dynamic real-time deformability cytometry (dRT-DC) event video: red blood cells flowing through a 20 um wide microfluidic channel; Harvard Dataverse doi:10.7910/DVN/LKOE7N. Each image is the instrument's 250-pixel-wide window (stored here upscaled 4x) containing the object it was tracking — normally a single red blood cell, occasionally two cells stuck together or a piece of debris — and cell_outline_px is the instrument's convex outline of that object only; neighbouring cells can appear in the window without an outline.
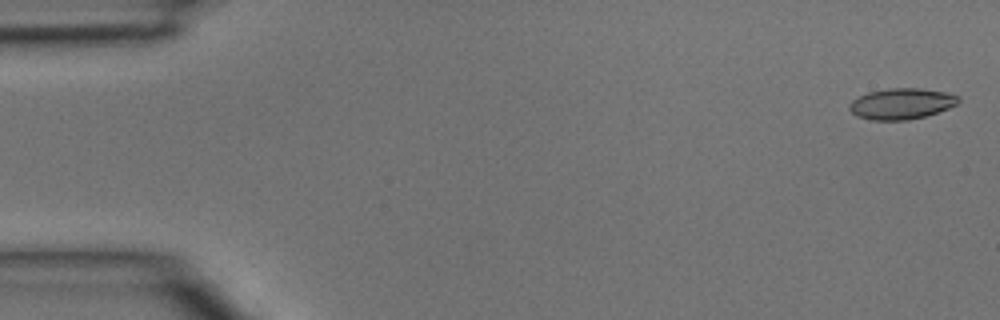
{"species": "common noctule bat (a hibernating species)", "species_latin": "Nyctalus noctula", "temperature_condition": "room temperature", "stored_images_in_passage": 3, "camera_frame_rate_fps": 3000, "um_per_image_px": 0.085, "animal": {"sex": "male", "body_mass_g": 15.6}, "frame": {"image": 1, "passage_image": 1, "time_ms": 0.0, "image_size_px": [1000, 320], "cell_outline_px": [[960, 100], [956, 104], [948, 108], [924, 116], [908, 120], [872, 120], [856, 116], [848, 108], [848, 104], [852, 100], [868, 92], [888, 88], [920, 88], [944, 92], [960, 96]], "centroid_in_image_um": [76.6, 8.81], "position_along_channel_um": 8.4, "area_um2": 19.59}}